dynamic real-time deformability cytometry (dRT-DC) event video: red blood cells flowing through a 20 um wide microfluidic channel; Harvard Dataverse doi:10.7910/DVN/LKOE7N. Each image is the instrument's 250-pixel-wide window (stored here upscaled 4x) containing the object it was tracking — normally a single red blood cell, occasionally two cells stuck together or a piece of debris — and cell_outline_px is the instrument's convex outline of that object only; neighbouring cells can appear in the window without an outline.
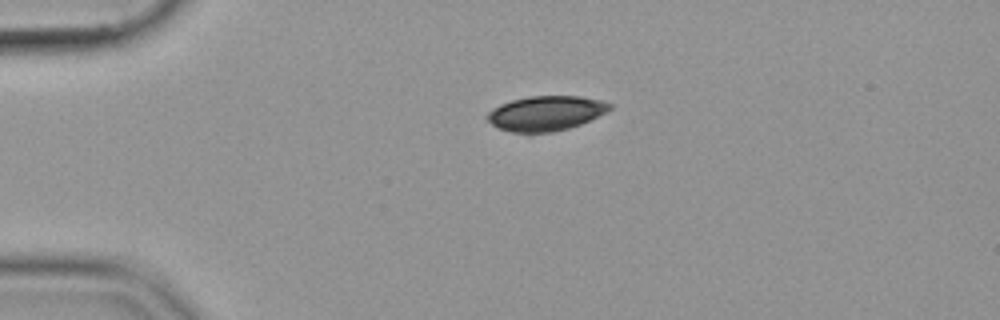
{"species": "common noctule bat (a hibernating species)", "species_latin": "Nyctalus noctula", "temperature_condition": "cold", "stored_images_in_passage": 35, "camera_frame_rate_fps": 3000, "um_per_image_px": 0.085, "animal": {"sex": "female", "body_mass_g": 19.9}, "frame": {"image": 1, "passage_image": 1, "time_ms": 0.0, "image_size_px": [1000, 320], "cell_outline_px": [[612, 108], [580, 124], [568, 128], [552, 132], [512, 132], [500, 128], [492, 124], [484, 116], [492, 108], [500, 104], [512, 100], [528, 96], [580, 96], [600, 100], [612, 104]], "centroid_in_image_um": [46.35, 9.62], "position_along_channel_um": 38.6, "area_um2": 24.57}}
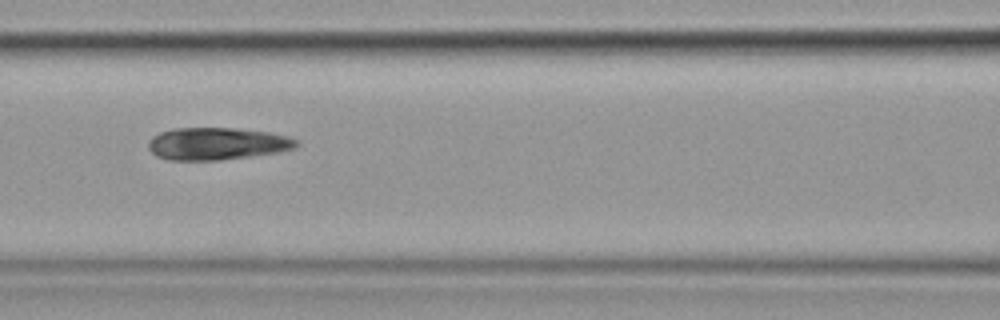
{"frame": {"image": 2, "passage_image": 13, "time_ms": 4.0, "image_size_px": [1000, 320], "cell_outline_px": [[300, 144], [296, 148], [276, 152], [220, 160], [168, 160], [156, 156], [148, 148], [148, 140], [152, 136], [160, 132], [172, 128], [236, 128], [268, 132], [292, 136], [300, 140]], "centroid_in_image_um": [18.46, 12.2], "position_along_channel_um": 148.1, "area_um2": 28.15}}
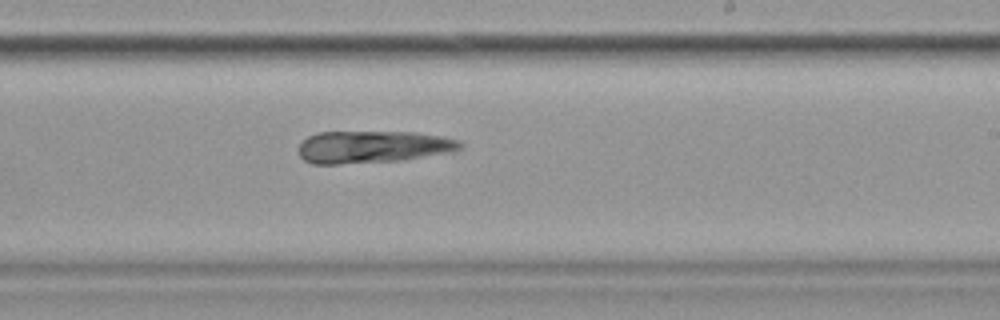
{"frame": {"image": 3, "passage_image": 22, "time_ms": 7.0, "image_size_px": [1000, 320], "cell_outline_px": [[464, 144], [460, 148], [444, 152], [400, 160], [340, 164], [312, 164], [304, 160], [300, 156], [300, 144], [308, 136], [316, 132], [412, 132], [440, 136], [460, 140]], "centroid_in_image_um": [31.62, 12.47], "position_along_channel_um": 257.4, "area_um2": 29.94}}